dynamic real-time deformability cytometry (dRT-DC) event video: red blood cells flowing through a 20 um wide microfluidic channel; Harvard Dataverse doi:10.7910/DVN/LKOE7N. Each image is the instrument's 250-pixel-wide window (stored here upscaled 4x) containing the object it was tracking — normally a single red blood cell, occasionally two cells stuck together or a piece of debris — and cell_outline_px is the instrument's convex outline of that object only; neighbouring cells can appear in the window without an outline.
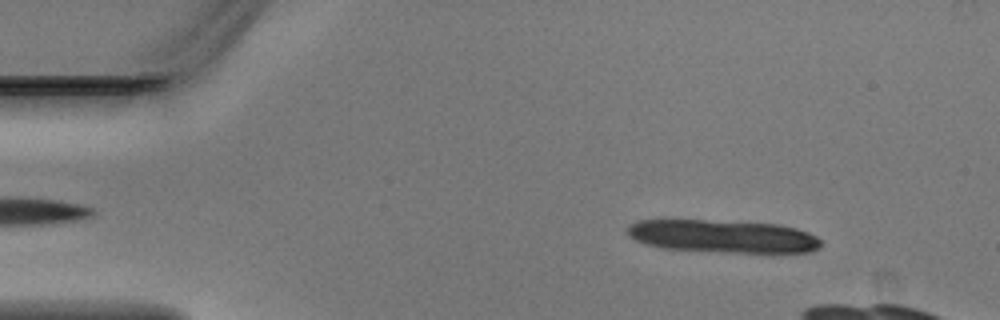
{"species": "Egyptian fruit bat (a non-hibernating species)", "species_latin": "Rousettus aegyptiacus", "temperature_condition": "warm", "stored_images_in_passage": 3, "camera_frame_rate_fps": 3000, "um_per_image_px": 0.085, "animal": {"sex": "male"}, "frame": {"image": 1, "passage_image": 1, "time_ms": 0.0, "image_size_px": [1000, 320], "cell_outline_px": [[820, 248], [812, 252], [728, 252], [660, 248], [644, 244], [636, 240], [628, 232], [628, 228], [632, 224], [640, 220], [704, 220], [780, 224], [796, 228], [808, 232], [816, 236], [820, 240]], "centroid_in_image_um": [61.48, 20.08], "position_along_channel_um": 23.5, "area_um2": 36.82}}